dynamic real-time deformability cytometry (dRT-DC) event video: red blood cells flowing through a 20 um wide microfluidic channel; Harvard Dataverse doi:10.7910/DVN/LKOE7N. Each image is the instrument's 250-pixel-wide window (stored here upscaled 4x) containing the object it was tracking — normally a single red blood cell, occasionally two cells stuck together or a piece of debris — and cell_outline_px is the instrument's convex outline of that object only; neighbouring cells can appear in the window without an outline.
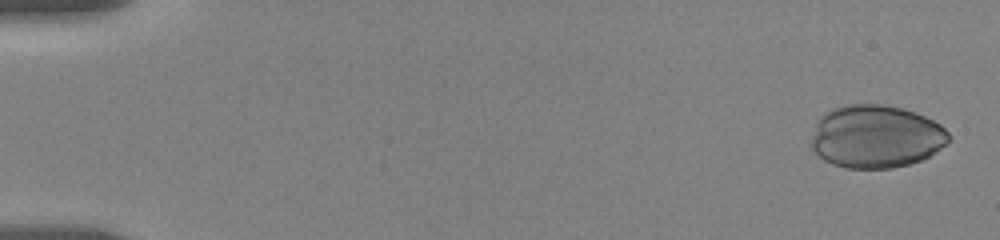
{"species": "human", "species_latin": "Homo sapiens", "temperature_condition": "room temperature", "stored_images_in_passage": 10, "camera_frame_rate_fps": 3000, "um_per_image_px": 0.085, "donor": {"sex": "female"}, "frame": {"image": 1, "passage_image": 1, "time_ms": 0.0, "image_size_px": [1000, 240], "cell_outline_px": [[952, 140], [936, 152], [920, 160], [908, 164], [892, 168], [844, 168], [832, 164], [824, 160], [812, 148], [812, 136], [816, 120], [824, 112], [832, 108], [848, 104], [884, 104], [916, 112], [940, 124], [948, 132]], "centroid_in_image_um": [74.45, 11.6], "position_along_channel_um": 10.5, "area_um2": 50.69}}
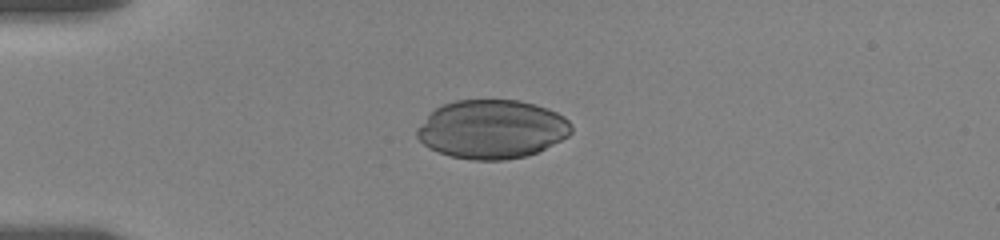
{"frame": {"image": 2, "passage_image": 7, "time_ms": 4.333, "image_size_px": [1000, 240], "cell_outline_px": [[572, 132], [568, 136], [528, 156], [504, 160], [472, 160], [452, 156], [428, 148], [416, 136], [416, 128], [436, 108], [444, 104], [456, 100], [520, 100], [536, 104], [548, 108], [564, 116], [572, 124]], "centroid_in_image_um": [41.83, 10.98], "position_along_channel_um": 43.2, "area_um2": 52.83}}
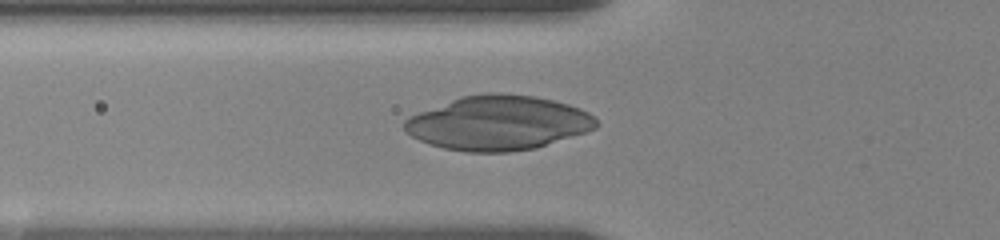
{"frame": {"image": 3, "passage_image": 10, "time_ms": 6.333, "image_size_px": [1000, 240], "cell_outline_px": [[600, 124], [596, 128], [536, 148], [508, 152], [464, 152], [444, 148], [428, 144], [404, 132], [404, 120], [408, 116], [460, 96], [488, 92], [500, 92], [536, 96], [568, 104], [580, 108], [588, 112]], "centroid_in_image_um": [42.32, 10.44], "position_along_channel_um": 83.5, "area_um2": 61.04}}